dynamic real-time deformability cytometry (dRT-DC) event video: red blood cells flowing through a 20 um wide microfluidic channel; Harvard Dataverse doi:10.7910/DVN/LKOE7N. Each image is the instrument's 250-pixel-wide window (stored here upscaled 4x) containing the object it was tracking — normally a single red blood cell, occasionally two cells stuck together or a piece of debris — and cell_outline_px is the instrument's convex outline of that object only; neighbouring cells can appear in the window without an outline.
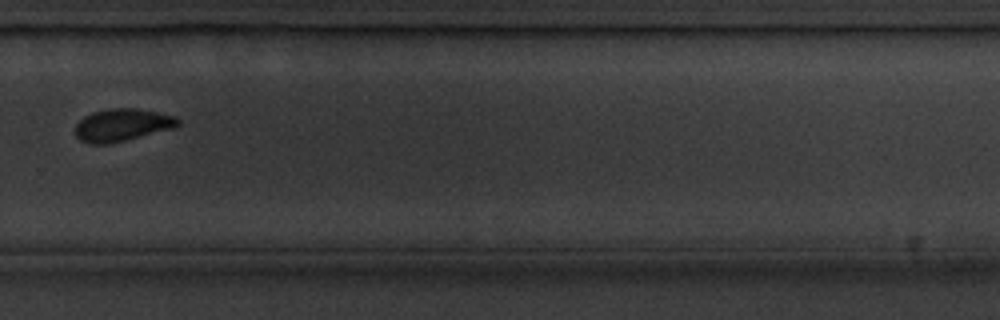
{"species": "common noctule bat (a hibernating species)", "species_latin": "Nyctalus noctula", "temperature_condition": "cold", "stored_images_in_passage": 16, "camera_frame_rate_fps": 3000, "um_per_image_px": 0.085, "animal": {"sex": "male", "body_mass_g": 20.1, "forearm_length_mm": 53.5}, "frame": {"image": 1, "passage_image": 12, "time_ms": 13.667, "image_size_px": [1000, 320], "cell_outline_px": [[180, 124], [176, 128], [108, 144], [92, 144], [80, 140], [76, 136], [76, 124], [84, 116], [92, 112], [108, 108], [136, 108], [176, 116], [180, 120]], "centroid_in_image_um": [10.41, 10.62], "position_along_channel_um": 319.4, "area_um2": 19.54}}
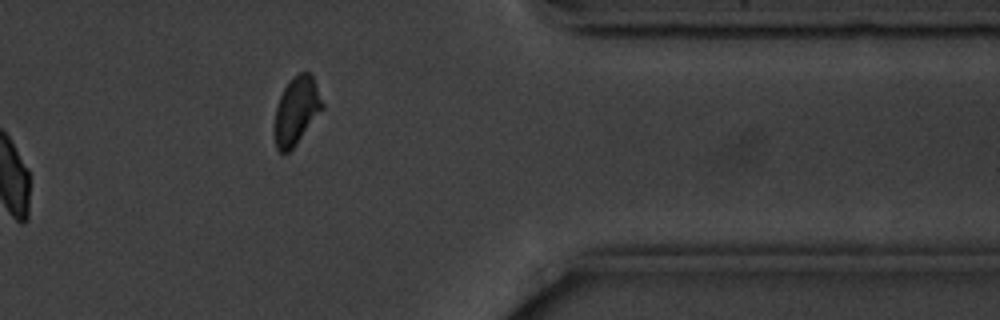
{"frame": {"image": 2, "passage_image": 14, "time_ms": 16.0, "image_size_px": [1000, 320], "cell_outline_px": [[324, 108], [296, 144], [288, 152], [280, 152], [276, 148], [276, 108], [280, 96], [284, 88], [300, 72], [308, 72], [312, 76], [324, 104]], "centroid_in_image_um": [25.23, 9.41], "position_along_channel_um": 386.2, "area_um2": 18.21}}
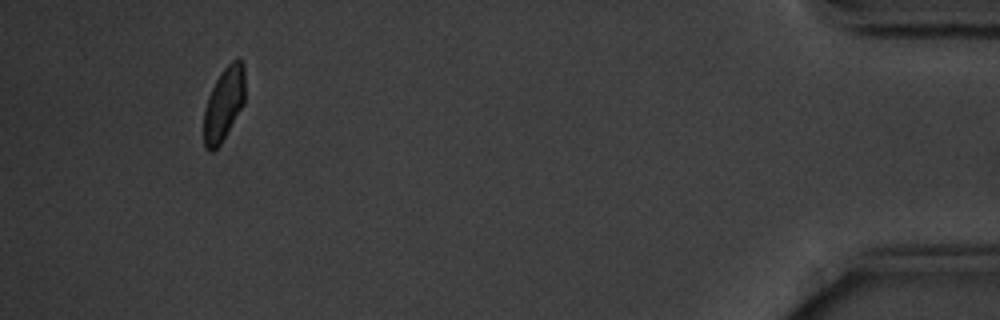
{"frame": {"image": 3, "passage_image": 16, "time_ms": 18.333, "image_size_px": [1000, 320], "cell_outline_px": [[244, 104], [220, 144], [212, 152], [208, 152], [204, 148], [204, 108], [208, 96], [220, 72], [236, 56], [244, 64]], "centroid_in_image_um": [19.02, 8.82], "position_along_channel_um": 416.2, "area_um2": 17.69}, "authors_computed_cell_mechanics": {"area_um2": 19.3052, "velocity_mm_per_s": 3.5316, "shape_relaxation_time_tau1_ms": 3.2749, "shape_relaxation_time_tau2_ms": 9.2203, "deformation_change_tau1": 0.0778, "deformation_change_tau2": 0.1001}}